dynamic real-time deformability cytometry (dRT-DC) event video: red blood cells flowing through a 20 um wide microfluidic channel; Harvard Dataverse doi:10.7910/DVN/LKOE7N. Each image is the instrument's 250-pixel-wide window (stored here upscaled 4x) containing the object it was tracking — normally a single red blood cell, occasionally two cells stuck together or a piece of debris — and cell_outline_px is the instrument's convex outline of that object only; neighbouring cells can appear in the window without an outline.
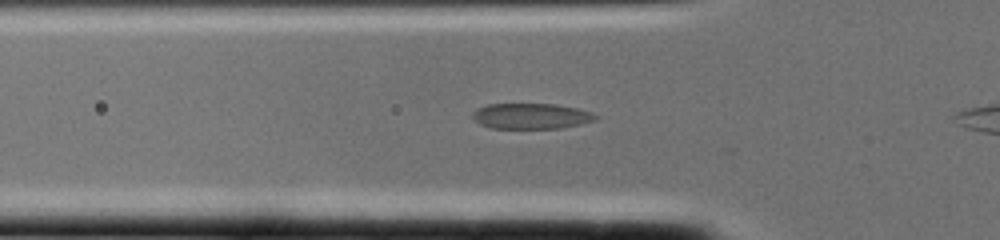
{"species": "common noctule bat (a hibernating species)", "species_latin": "Nyctalus noctula", "temperature_condition": "cold", "stored_images_in_passage": 4, "camera_frame_rate_fps": 3000, "um_per_image_px": 0.085, "animal": {"sex": "female", "body_mass_g": 22.0, "forearm_length_mm": 56.7}, "frame": {"image": 1, "passage_image": 3, "time_ms": 0.667, "image_size_px": [1000, 240], "cell_outline_px": [[600, 116], [596, 120], [580, 124], [560, 128], [492, 128], [480, 124], [472, 116], [472, 112], [476, 108], [488, 104], [556, 104], [576, 108], [592, 112]], "centroid_in_image_um": [45.16, 9.86], "position_along_channel_um": 80.6, "area_um2": 18.38}}